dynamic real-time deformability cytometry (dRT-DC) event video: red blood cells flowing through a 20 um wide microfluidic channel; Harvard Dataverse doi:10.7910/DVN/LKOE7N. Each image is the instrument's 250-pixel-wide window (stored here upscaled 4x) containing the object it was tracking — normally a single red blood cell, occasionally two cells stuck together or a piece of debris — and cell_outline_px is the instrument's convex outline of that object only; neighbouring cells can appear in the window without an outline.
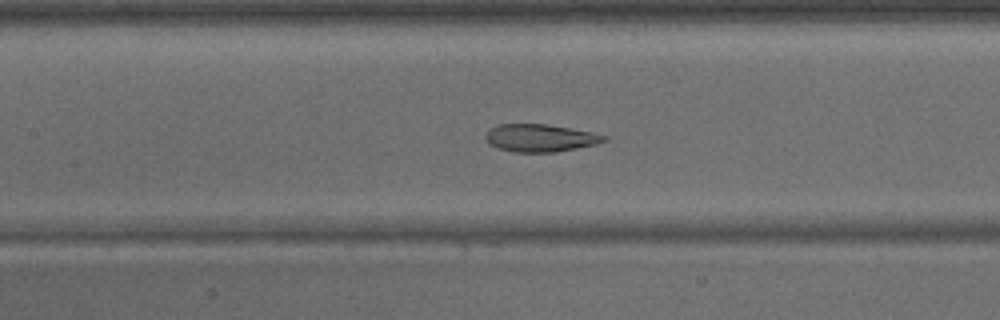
{"species": "common noctule bat (a hibernating species)", "species_latin": "Nyctalus noctula", "temperature_condition": "warm", "stored_images_in_passage": 35, "camera_frame_rate_fps": 3000, "um_per_image_px": 0.085, "animal": {"sex": "male", "body_mass_g": 15.6}, "frame": {"image": 1, "passage_image": 12, "time_ms": 3.667, "image_size_px": [1000, 320], "cell_outline_px": [[608, 140], [596, 144], [556, 152], [512, 152], [488, 144], [484, 136], [488, 128], [500, 124], [544, 124], [592, 132], [608, 136]], "centroid_in_image_um": [45.89, 11.73], "position_along_channel_um": 161.5, "area_um2": 19.07}}
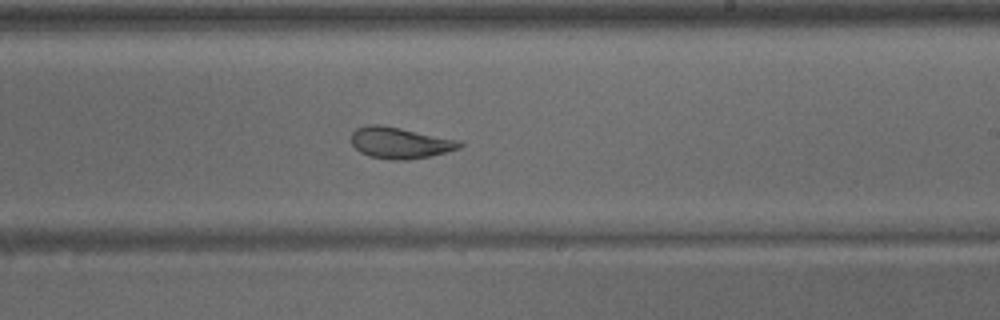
{"frame": {"image": 2, "passage_image": 18, "time_ms": 5.667, "image_size_px": [1000, 320], "cell_outline_px": [[464, 144], [460, 148], [428, 156], [408, 160], [392, 160], [368, 156], [360, 152], [352, 144], [352, 132], [356, 128], [368, 124], [380, 124], [460, 140]], "centroid_in_image_um": [33.98, 12.13], "position_along_channel_um": 255.0, "area_um2": 19.71}}
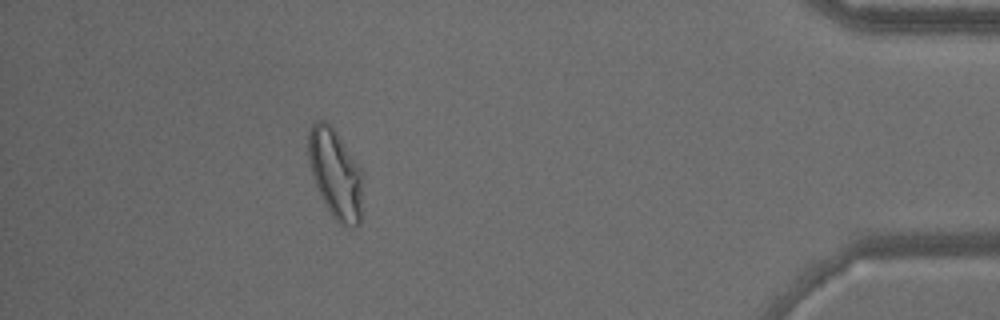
{"frame": {"image": 3, "passage_image": 31, "time_ms": 10.0, "image_size_px": [1000, 320], "cell_outline_px": [[360, 224], [356, 228], [352, 228], [336, 220], [332, 216], [316, 184], [312, 172], [308, 156], [308, 132], [312, 124], [316, 120], [324, 120], [336, 132], [360, 168]], "centroid_in_image_um": [28.48, 14.75], "position_along_channel_um": 406.7, "area_um2": 27.22}}